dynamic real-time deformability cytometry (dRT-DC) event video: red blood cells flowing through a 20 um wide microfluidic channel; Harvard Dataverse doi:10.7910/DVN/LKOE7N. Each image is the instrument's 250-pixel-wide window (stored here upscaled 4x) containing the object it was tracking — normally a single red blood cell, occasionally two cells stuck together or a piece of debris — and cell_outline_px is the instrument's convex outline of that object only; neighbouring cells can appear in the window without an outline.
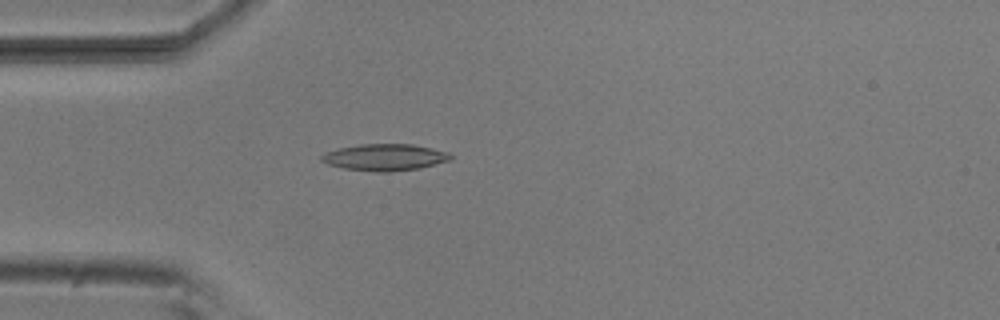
{"species": "common noctule bat (a hibernating species)", "species_latin": "Nyctalus noctula", "temperature_condition": "room temperature", "stored_images_in_passage": 53, "camera_frame_rate_fps": 3000, "um_per_image_px": 0.085, "animal": {"sex": "male", "body_mass_g": 20.5, "forearm_length_mm": 52.5}, "frame": {"image": 1, "passage_image": 15, "time_ms": 4.667, "image_size_px": [1000, 320], "cell_outline_px": [[452, 156], [448, 160], [420, 168], [388, 172], [376, 172], [344, 168], [328, 164], [320, 160], [320, 156], [324, 152], [340, 148], [360, 144], [412, 144], [432, 148], [448, 152]], "centroid_in_image_um": [32.67, 13.36], "position_along_channel_um": 52.3, "area_um2": 19.94}}
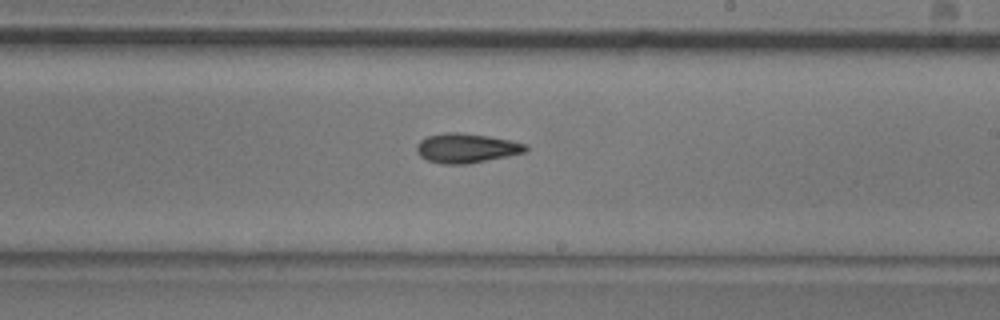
{"frame": {"image": 2, "passage_image": 31, "time_ms": 10.0, "image_size_px": [1000, 320], "cell_outline_px": [[528, 152], [468, 164], [444, 164], [428, 160], [420, 156], [416, 152], [416, 144], [420, 140], [428, 136], [444, 132], [460, 132], [488, 136], [528, 144]], "centroid_in_image_um": [39.65, 12.59], "position_along_channel_um": 249.4, "area_um2": 18.84}}
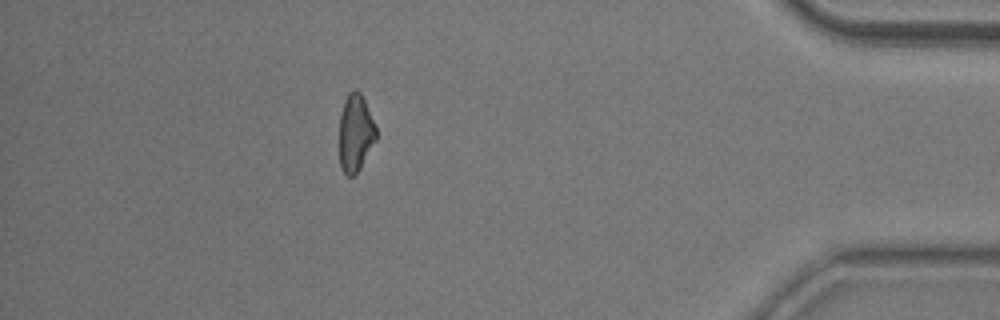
{"frame": {"image": 3, "passage_image": 47, "time_ms": 15.333, "image_size_px": [1000, 320], "cell_outline_px": [[376, 140], [360, 168], [352, 176], [348, 176], [344, 172], [340, 164], [340, 116], [344, 100], [348, 92], [352, 88], [356, 88], [360, 92], [364, 100], [376, 128]], "centroid_in_image_um": [30.21, 11.26], "position_along_channel_um": 405.0, "area_um2": 16.42}, "authors_computed_cell_mechanics": {"area_um2": 18.207, "velocity_mm_per_s": 3.8079, "shape_relaxation_time_tau1_ms": null, "shape_relaxation_time_tau2_ms": 7.5896, "deformation_change_tau1": null, "deformation_change_tau2": 0.1763}}